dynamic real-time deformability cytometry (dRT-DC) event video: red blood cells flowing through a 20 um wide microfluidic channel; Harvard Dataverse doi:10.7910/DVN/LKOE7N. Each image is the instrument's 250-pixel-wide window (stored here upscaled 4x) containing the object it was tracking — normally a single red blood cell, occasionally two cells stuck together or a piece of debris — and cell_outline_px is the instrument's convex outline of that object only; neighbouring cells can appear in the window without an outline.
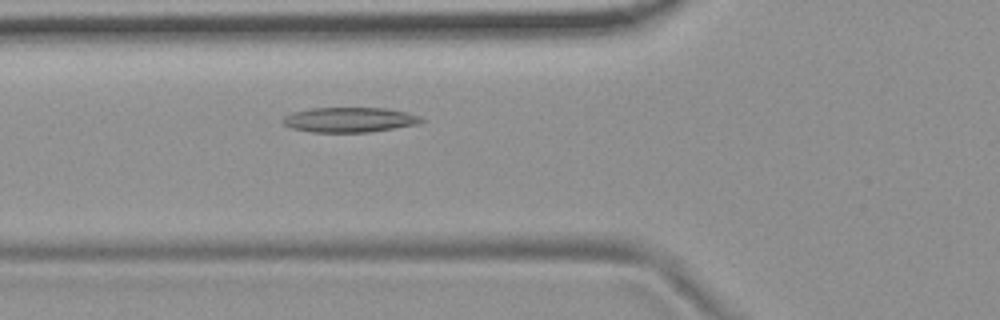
{"species": "common noctule bat (a hibernating species)", "species_latin": "Nyctalus noctula", "temperature_condition": "room temperature", "stored_images_in_passage": 42, "camera_frame_rate_fps": 3000, "um_per_image_px": 0.085, "animal": {"sex": "female", "body_mass_g": 19.9}, "frame": {"image": 1, "passage_image": 7, "time_ms": 2.0, "image_size_px": [1000, 320], "cell_outline_px": [[424, 120], [420, 124], [368, 132], [312, 132], [292, 128], [284, 124], [280, 120], [284, 116], [296, 112], [312, 108], [388, 108], [420, 116]], "centroid_in_image_um": [29.72, 10.18], "position_along_channel_um": 96.1, "area_um2": 20.0}}
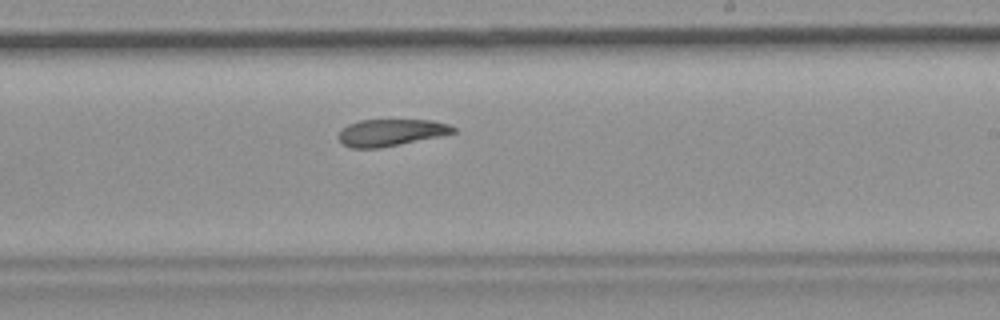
{"frame": {"image": 2, "passage_image": 20, "time_ms": 6.333, "image_size_px": [1000, 320], "cell_outline_px": [[456, 132], [440, 136], [380, 148], [352, 148], [344, 144], [340, 140], [340, 132], [348, 124], [360, 120], [432, 120], [448, 124], [456, 128]], "centroid_in_image_um": [33.26, 11.26], "position_along_channel_um": 255.7, "area_um2": 17.74}}
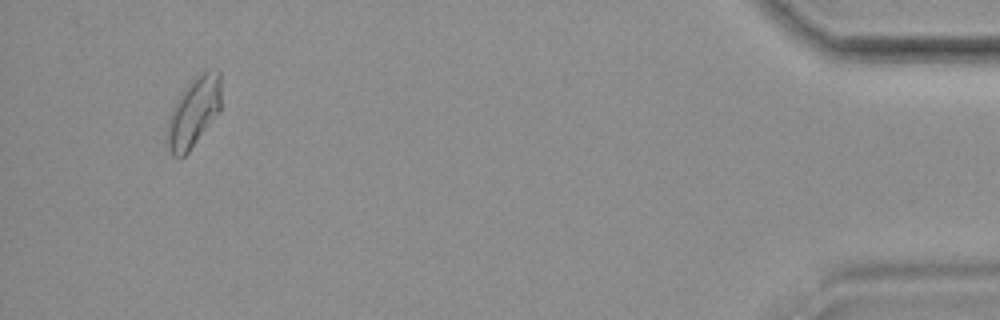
{"frame": {"image": 3, "passage_image": 39, "time_ms": 12.667, "image_size_px": [1000, 320], "cell_outline_px": [[220, 112], [188, 152], [184, 156], [172, 156], [164, 140], [164, 136], [168, 116], [180, 92], [196, 76], [208, 68], [216, 68], [220, 72]], "centroid_in_image_um": [16.43, 9.53], "position_along_channel_um": 418.8, "area_um2": 22.48}, "authors_computed_cell_mechanics": {"area_um2": 19.5942, "velocity_mm_per_s": 3.6932, "shape_relaxation_time_tau1_ms": null, "shape_relaxation_time_tau2_ms": 3.3204, "deformation_change_tau1": null, "deformation_change_tau2": 0.1107}}